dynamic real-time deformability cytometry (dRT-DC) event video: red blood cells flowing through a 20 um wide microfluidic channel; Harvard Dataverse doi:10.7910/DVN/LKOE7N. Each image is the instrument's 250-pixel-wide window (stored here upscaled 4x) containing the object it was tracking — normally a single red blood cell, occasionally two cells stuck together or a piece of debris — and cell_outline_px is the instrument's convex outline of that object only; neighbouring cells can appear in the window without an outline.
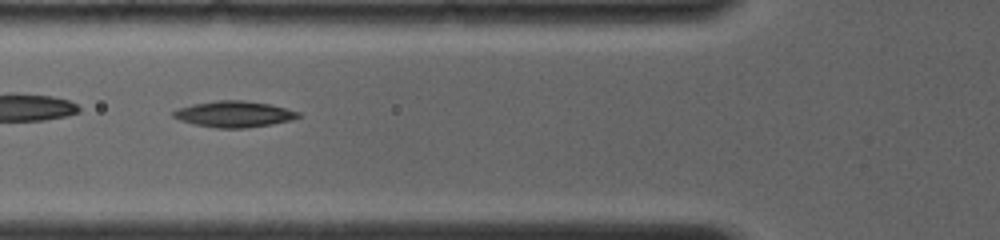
{"species": "common noctule bat (a hibernating species)", "species_latin": "Nyctalus noctula", "temperature_condition": "room temperature", "stored_images_in_passage": 25, "camera_frame_rate_fps": 4000, "um_per_image_px": 0.085, "animal": {"sex": "female", "body_mass_g": 19.0, "forearm_length_mm": 56.7}, "frame": {"image": 1, "passage_image": 4, "time_ms": 1.25, "image_size_px": [1000, 240], "cell_outline_px": [[304, 116], [292, 120], [272, 124], [248, 128], [216, 128], [192, 124], [180, 120], [172, 116], [172, 112], [176, 108], [192, 104], [216, 100], [240, 100], [272, 104], [300, 112]], "centroid_in_image_um": [19.91, 9.7], "position_along_channel_um": 105.9, "area_um2": 19.36}, "authors_computed_cell_mechanics": {"area_um2": 18.1492, "velocity_mm_per_s": 4.0485, "shape_relaxation_time_tau1_ms": null, "shape_relaxation_time_tau2_ms": 4.4566, "deformation_change_tau1": null, "deformation_change_tau2": 0.0833}}